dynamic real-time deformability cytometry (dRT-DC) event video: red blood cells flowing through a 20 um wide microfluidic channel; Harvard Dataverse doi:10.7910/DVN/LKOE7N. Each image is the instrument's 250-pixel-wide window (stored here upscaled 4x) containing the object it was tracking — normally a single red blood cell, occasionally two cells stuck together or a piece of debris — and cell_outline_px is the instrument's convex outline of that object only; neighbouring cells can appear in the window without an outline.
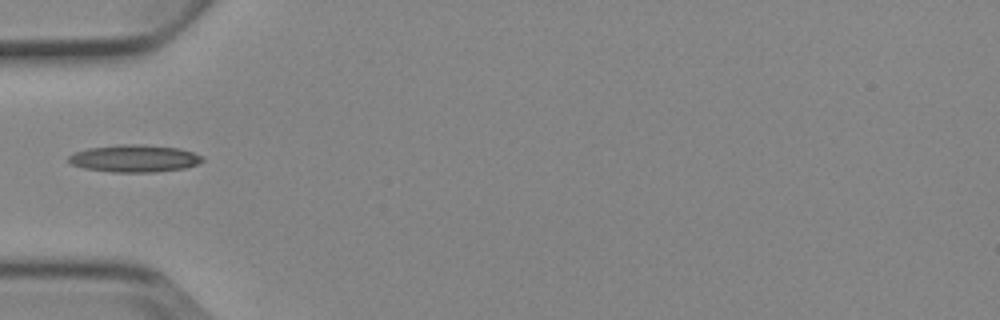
{"species": "Egyptian fruit bat (a non-hibernating species)", "species_latin": "Rousettus aegyptiacus", "temperature_condition": "cold", "stored_images_in_passage": 3, "camera_frame_rate_fps": 3000, "um_per_image_px": 0.085, "animal": {"sex": "female"}, "frame": {"image": 1, "passage_image": 3, "time_ms": 2.333, "image_size_px": [1000, 320], "cell_outline_px": [[204, 160], [196, 164], [184, 168], [156, 172], [112, 172], [84, 168], [72, 164], [68, 160], [68, 156], [76, 152], [88, 148], [120, 144], [144, 144], [176, 148], [192, 152], [204, 156]], "centroid_in_image_um": [11.43, 13.46], "position_along_channel_um": 73.6, "area_um2": 21.21}}